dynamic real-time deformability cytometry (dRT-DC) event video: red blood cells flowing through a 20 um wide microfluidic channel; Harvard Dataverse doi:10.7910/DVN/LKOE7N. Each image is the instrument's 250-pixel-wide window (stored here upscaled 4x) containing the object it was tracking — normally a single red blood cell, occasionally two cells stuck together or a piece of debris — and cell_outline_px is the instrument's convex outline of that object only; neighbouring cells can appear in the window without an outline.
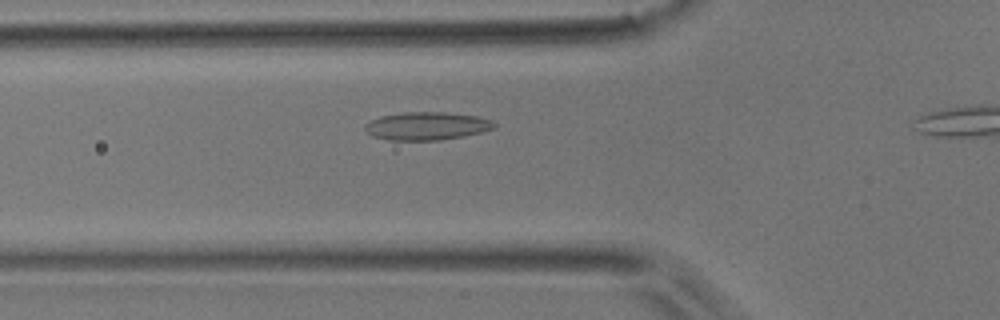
{"species": "common noctule bat (a hibernating species)", "species_latin": "Nyctalus noctula", "temperature_condition": "room temperature", "stored_images_in_passage": 36, "camera_frame_rate_fps": 3000, "um_per_image_px": 0.085, "animal": {"sex": "male", "body_mass_g": 17.9}, "frame": {"image": 1, "passage_image": 12, "time_ms": 3.667, "image_size_px": [1000, 320], "cell_outline_px": [[496, 128], [464, 136], [440, 140], [388, 140], [372, 136], [364, 128], [364, 124], [380, 116], [404, 112], [444, 112], [476, 116], [492, 120], [496, 124]], "centroid_in_image_um": [36.27, 10.71], "position_along_channel_um": 89.5, "area_um2": 21.1}}
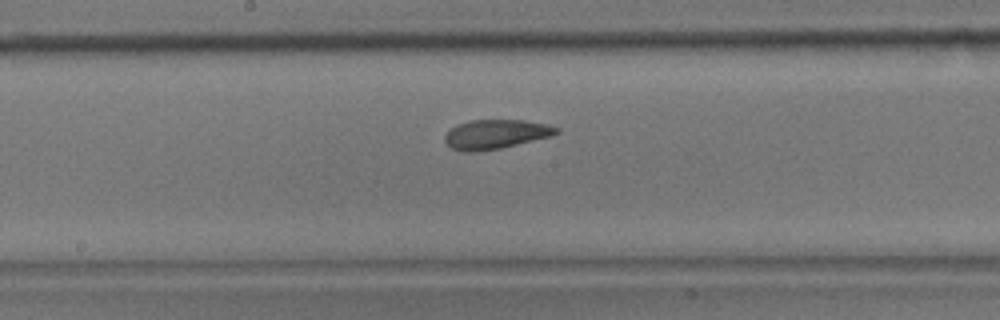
{"frame": {"image": 2, "passage_image": 21, "time_ms": 6.667, "image_size_px": [1000, 320], "cell_outline_px": [[560, 132], [552, 136], [500, 148], [472, 152], [464, 152], [452, 148], [444, 140], [444, 136], [456, 124], [472, 120], [524, 120], [548, 124], [560, 128]], "centroid_in_image_um": [42.16, 11.4], "position_along_channel_um": 206.0, "area_um2": 19.02}}
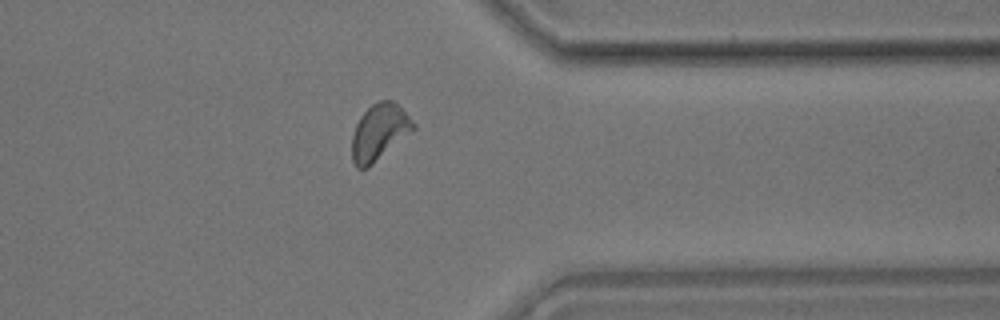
{"frame": {"image": 3, "passage_image": 35, "time_ms": 11.333, "image_size_px": [1000, 320], "cell_outline_px": [[416, 128], [368, 168], [356, 168], [352, 160], [352, 136], [356, 124], [360, 116], [372, 104], [380, 100], [392, 100], [416, 124]], "centroid_in_image_um": [32.22, 11.24], "position_along_channel_um": 379.2, "area_um2": 19.88}}